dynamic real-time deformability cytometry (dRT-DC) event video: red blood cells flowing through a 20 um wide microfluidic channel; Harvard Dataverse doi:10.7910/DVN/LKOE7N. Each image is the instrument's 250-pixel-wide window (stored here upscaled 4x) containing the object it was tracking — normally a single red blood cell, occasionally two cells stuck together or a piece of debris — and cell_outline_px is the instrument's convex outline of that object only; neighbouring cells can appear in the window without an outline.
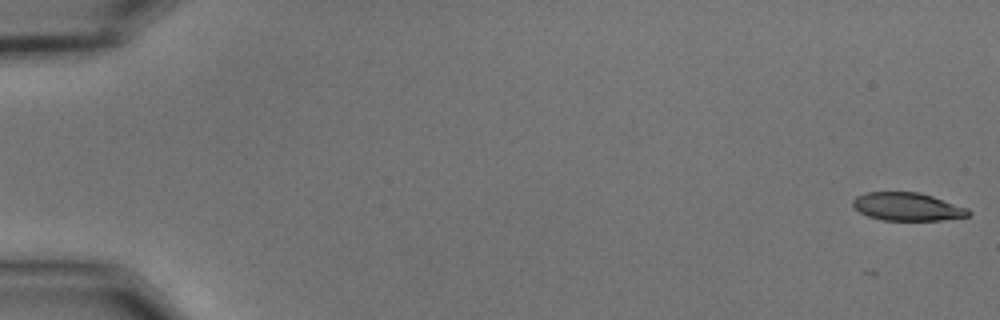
{"species": "common noctule bat (a hibernating species)", "species_latin": "Nyctalus noctula", "temperature_condition": "cold", "stored_images_in_passage": 3, "camera_frame_rate_fps": 3000, "um_per_image_px": 0.085, "animal": {"sex": "male", "body_mass_g": 15.6}, "frame": {"image": 1, "passage_image": 1, "time_ms": 0.0, "image_size_px": [1000, 320], "cell_outline_px": [[972, 212], [968, 216], [940, 220], [884, 220], [868, 216], [860, 212], [852, 204], [852, 200], [856, 196], [864, 192], [920, 192], [968, 208]], "centroid_in_image_um": [77.12, 17.56], "position_along_channel_um": 7.9, "area_um2": 18.84}}